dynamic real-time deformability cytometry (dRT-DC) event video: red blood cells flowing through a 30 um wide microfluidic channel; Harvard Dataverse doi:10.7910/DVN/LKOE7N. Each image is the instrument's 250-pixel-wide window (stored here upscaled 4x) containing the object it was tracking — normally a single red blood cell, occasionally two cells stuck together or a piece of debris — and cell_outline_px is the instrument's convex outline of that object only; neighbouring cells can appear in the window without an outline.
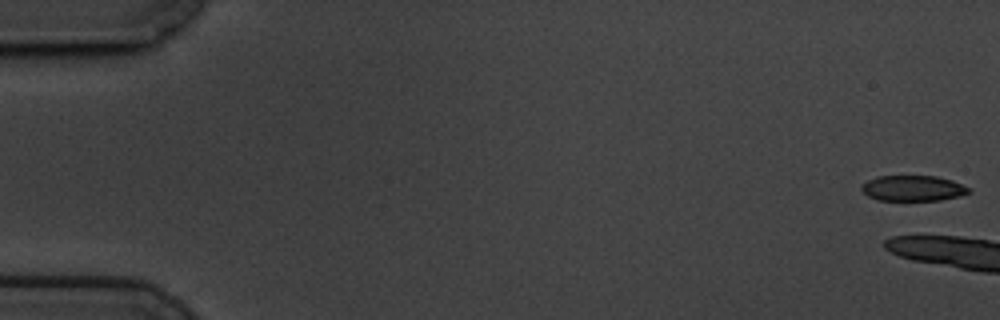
{"species": "common noctule bat (a hibernating species)", "species_latin": "Nyctalus noctula", "temperature_condition": "cold", "stored_images_in_passage": 10, "camera_frame_rate_fps": 3000, "um_per_image_px": 0.085, "animal": {"sex": "male", "body_mass_g": 19.5, "forearm_length_mm": 54.6}, "frame": {"image": 1, "passage_image": 1, "time_ms": 0.0, "image_size_px": [1000, 320], "cell_outline_px": [[972, 192], [960, 196], [940, 200], [876, 200], [868, 196], [860, 188], [860, 184], [876, 176], [936, 176], [952, 180], [972, 188]], "centroid_in_image_um": [77.62, 16.0], "position_along_channel_um": 7.4, "area_um2": 16.18}}